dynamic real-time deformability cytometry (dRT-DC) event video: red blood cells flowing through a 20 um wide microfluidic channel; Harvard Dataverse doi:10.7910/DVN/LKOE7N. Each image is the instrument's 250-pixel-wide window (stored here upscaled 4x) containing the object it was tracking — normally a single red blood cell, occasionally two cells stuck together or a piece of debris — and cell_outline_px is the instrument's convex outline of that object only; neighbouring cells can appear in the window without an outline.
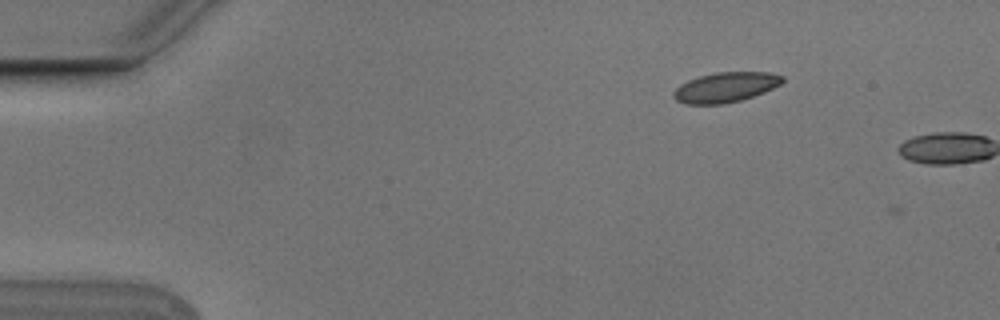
{"species": "Egyptian fruit bat (a non-hibernating species)", "species_latin": "Rousettus aegyptiacus", "temperature_condition": "cold", "stored_images_in_passage": 2, "camera_frame_rate_fps": 3000, "um_per_image_px": 0.085, "animal": {"sex": "male"}, "frame": {"image": 1, "passage_image": 1, "time_ms": 0.0, "image_size_px": [1000, 320], "cell_outline_px": [[784, 80], [780, 84], [764, 92], [740, 100], [724, 104], [684, 104], [676, 100], [672, 96], [672, 92], [680, 84], [688, 80], [700, 76], [716, 72], [768, 72], [784, 76]], "centroid_in_image_um": [61.64, 7.42], "position_along_channel_um": 23.4, "area_um2": 19.02}}